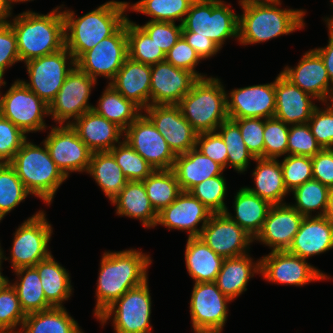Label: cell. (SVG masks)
Instances as JSON below:
<instances>
[{"label": "cell", "instance_id": "obj_1", "mask_svg": "<svg viewBox=\"0 0 333 333\" xmlns=\"http://www.w3.org/2000/svg\"><path fill=\"white\" fill-rule=\"evenodd\" d=\"M96 287V319L128 290L148 280L147 270L152 263L148 254L137 249L106 251L100 260Z\"/></svg>", "mask_w": 333, "mask_h": 333}, {"label": "cell", "instance_id": "obj_2", "mask_svg": "<svg viewBox=\"0 0 333 333\" xmlns=\"http://www.w3.org/2000/svg\"><path fill=\"white\" fill-rule=\"evenodd\" d=\"M281 0H247L239 2L238 41L241 45L263 43L304 28L306 11L282 9Z\"/></svg>", "mask_w": 333, "mask_h": 333}, {"label": "cell", "instance_id": "obj_3", "mask_svg": "<svg viewBox=\"0 0 333 333\" xmlns=\"http://www.w3.org/2000/svg\"><path fill=\"white\" fill-rule=\"evenodd\" d=\"M129 2L108 1L76 18L70 9L62 11L65 23V47L77 61L101 40L111 36L128 18Z\"/></svg>", "mask_w": 333, "mask_h": 333}, {"label": "cell", "instance_id": "obj_4", "mask_svg": "<svg viewBox=\"0 0 333 333\" xmlns=\"http://www.w3.org/2000/svg\"><path fill=\"white\" fill-rule=\"evenodd\" d=\"M63 6H57L45 15L27 10L9 22L16 35L21 62L46 56L65 47Z\"/></svg>", "mask_w": 333, "mask_h": 333}, {"label": "cell", "instance_id": "obj_5", "mask_svg": "<svg viewBox=\"0 0 333 333\" xmlns=\"http://www.w3.org/2000/svg\"><path fill=\"white\" fill-rule=\"evenodd\" d=\"M40 144L43 147L26 140L9 164L26 190L49 206L67 177L51 159L45 143Z\"/></svg>", "mask_w": 333, "mask_h": 333}, {"label": "cell", "instance_id": "obj_6", "mask_svg": "<svg viewBox=\"0 0 333 333\" xmlns=\"http://www.w3.org/2000/svg\"><path fill=\"white\" fill-rule=\"evenodd\" d=\"M224 88L217 77L200 78L177 104L183 117L198 134L215 132L228 119Z\"/></svg>", "mask_w": 333, "mask_h": 333}, {"label": "cell", "instance_id": "obj_7", "mask_svg": "<svg viewBox=\"0 0 333 333\" xmlns=\"http://www.w3.org/2000/svg\"><path fill=\"white\" fill-rule=\"evenodd\" d=\"M237 15L223 0H194L182 22V32L208 37L220 48L227 39L238 41Z\"/></svg>", "mask_w": 333, "mask_h": 333}, {"label": "cell", "instance_id": "obj_8", "mask_svg": "<svg viewBox=\"0 0 333 333\" xmlns=\"http://www.w3.org/2000/svg\"><path fill=\"white\" fill-rule=\"evenodd\" d=\"M148 280L128 290L97 319L104 327L112 317L114 333H151V295ZM111 317V318H110Z\"/></svg>", "mask_w": 333, "mask_h": 333}, {"label": "cell", "instance_id": "obj_9", "mask_svg": "<svg viewBox=\"0 0 333 333\" xmlns=\"http://www.w3.org/2000/svg\"><path fill=\"white\" fill-rule=\"evenodd\" d=\"M5 85L2 80L0 89ZM0 114L25 134L46 131L44 117L49 116V105L17 79L4 95L0 91Z\"/></svg>", "mask_w": 333, "mask_h": 333}, {"label": "cell", "instance_id": "obj_10", "mask_svg": "<svg viewBox=\"0 0 333 333\" xmlns=\"http://www.w3.org/2000/svg\"><path fill=\"white\" fill-rule=\"evenodd\" d=\"M52 232L53 228L42 210L24 220L14 233L9 259L11 269L32 267L48 258Z\"/></svg>", "mask_w": 333, "mask_h": 333}, {"label": "cell", "instance_id": "obj_11", "mask_svg": "<svg viewBox=\"0 0 333 333\" xmlns=\"http://www.w3.org/2000/svg\"><path fill=\"white\" fill-rule=\"evenodd\" d=\"M29 82L20 80L48 105L55 98L76 61L66 47L46 56L25 62Z\"/></svg>", "mask_w": 333, "mask_h": 333}, {"label": "cell", "instance_id": "obj_12", "mask_svg": "<svg viewBox=\"0 0 333 333\" xmlns=\"http://www.w3.org/2000/svg\"><path fill=\"white\" fill-rule=\"evenodd\" d=\"M97 81L77 66L67 75L59 92L49 104V116L58 125H70L87 111L93 109L89 104L91 89ZM73 119L72 121H70Z\"/></svg>", "mask_w": 333, "mask_h": 333}, {"label": "cell", "instance_id": "obj_13", "mask_svg": "<svg viewBox=\"0 0 333 333\" xmlns=\"http://www.w3.org/2000/svg\"><path fill=\"white\" fill-rule=\"evenodd\" d=\"M128 58L126 21L109 37L101 40L91 50L85 52L76 66L97 81V76L114 79Z\"/></svg>", "mask_w": 333, "mask_h": 333}, {"label": "cell", "instance_id": "obj_14", "mask_svg": "<svg viewBox=\"0 0 333 333\" xmlns=\"http://www.w3.org/2000/svg\"><path fill=\"white\" fill-rule=\"evenodd\" d=\"M260 275L274 284L304 286L311 282L332 279L306 259L285 251H271L260 257Z\"/></svg>", "mask_w": 333, "mask_h": 333}, {"label": "cell", "instance_id": "obj_15", "mask_svg": "<svg viewBox=\"0 0 333 333\" xmlns=\"http://www.w3.org/2000/svg\"><path fill=\"white\" fill-rule=\"evenodd\" d=\"M42 141L51 159L68 178L69 173L84 172L89 169L92 151L78 137L71 125H57Z\"/></svg>", "mask_w": 333, "mask_h": 333}, {"label": "cell", "instance_id": "obj_16", "mask_svg": "<svg viewBox=\"0 0 333 333\" xmlns=\"http://www.w3.org/2000/svg\"><path fill=\"white\" fill-rule=\"evenodd\" d=\"M154 170L172 169L176 155L153 123L142 113L125 130L123 138Z\"/></svg>", "mask_w": 333, "mask_h": 333}, {"label": "cell", "instance_id": "obj_17", "mask_svg": "<svg viewBox=\"0 0 333 333\" xmlns=\"http://www.w3.org/2000/svg\"><path fill=\"white\" fill-rule=\"evenodd\" d=\"M226 297L215 282L194 283L190 299V317L193 330L224 329L228 317Z\"/></svg>", "mask_w": 333, "mask_h": 333}, {"label": "cell", "instance_id": "obj_18", "mask_svg": "<svg viewBox=\"0 0 333 333\" xmlns=\"http://www.w3.org/2000/svg\"><path fill=\"white\" fill-rule=\"evenodd\" d=\"M144 115L165 138L175 155L196 147L198 133L183 117L178 105H150L144 109Z\"/></svg>", "mask_w": 333, "mask_h": 333}, {"label": "cell", "instance_id": "obj_19", "mask_svg": "<svg viewBox=\"0 0 333 333\" xmlns=\"http://www.w3.org/2000/svg\"><path fill=\"white\" fill-rule=\"evenodd\" d=\"M224 259L245 255L254 239L225 213L212 214L199 236Z\"/></svg>", "mask_w": 333, "mask_h": 333}, {"label": "cell", "instance_id": "obj_20", "mask_svg": "<svg viewBox=\"0 0 333 333\" xmlns=\"http://www.w3.org/2000/svg\"><path fill=\"white\" fill-rule=\"evenodd\" d=\"M229 119L272 118L275 115V81L235 88L226 93Z\"/></svg>", "mask_w": 333, "mask_h": 333}, {"label": "cell", "instance_id": "obj_21", "mask_svg": "<svg viewBox=\"0 0 333 333\" xmlns=\"http://www.w3.org/2000/svg\"><path fill=\"white\" fill-rule=\"evenodd\" d=\"M213 213L190 192L182 191L178 197L158 213L157 225L188 232V237H199ZM202 224L199 228V224Z\"/></svg>", "mask_w": 333, "mask_h": 333}, {"label": "cell", "instance_id": "obj_22", "mask_svg": "<svg viewBox=\"0 0 333 333\" xmlns=\"http://www.w3.org/2000/svg\"><path fill=\"white\" fill-rule=\"evenodd\" d=\"M198 78L163 61L151 65L150 105H177Z\"/></svg>", "mask_w": 333, "mask_h": 333}, {"label": "cell", "instance_id": "obj_23", "mask_svg": "<svg viewBox=\"0 0 333 333\" xmlns=\"http://www.w3.org/2000/svg\"><path fill=\"white\" fill-rule=\"evenodd\" d=\"M280 73L319 102H327L333 91V84L330 82L322 58L313 49L304 53L297 66L294 68L285 66Z\"/></svg>", "mask_w": 333, "mask_h": 333}, {"label": "cell", "instance_id": "obj_24", "mask_svg": "<svg viewBox=\"0 0 333 333\" xmlns=\"http://www.w3.org/2000/svg\"><path fill=\"white\" fill-rule=\"evenodd\" d=\"M303 218L290 203L272 205L263 228L254 241L269 246L271 251L288 250Z\"/></svg>", "mask_w": 333, "mask_h": 333}, {"label": "cell", "instance_id": "obj_25", "mask_svg": "<svg viewBox=\"0 0 333 333\" xmlns=\"http://www.w3.org/2000/svg\"><path fill=\"white\" fill-rule=\"evenodd\" d=\"M312 95L302 91L293 85L281 73L275 79V102L274 117L282 120L285 124H306L317 107Z\"/></svg>", "mask_w": 333, "mask_h": 333}, {"label": "cell", "instance_id": "obj_26", "mask_svg": "<svg viewBox=\"0 0 333 333\" xmlns=\"http://www.w3.org/2000/svg\"><path fill=\"white\" fill-rule=\"evenodd\" d=\"M70 125L92 152L110 151L124 137L121 127L94 110L87 111Z\"/></svg>", "mask_w": 333, "mask_h": 333}, {"label": "cell", "instance_id": "obj_27", "mask_svg": "<svg viewBox=\"0 0 333 333\" xmlns=\"http://www.w3.org/2000/svg\"><path fill=\"white\" fill-rule=\"evenodd\" d=\"M333 249V224L324 216L304 217L289 253L307 259Z\"/></svg>", "mask_w": 333, "mask_h": 333}, {"label": "cell", "instance_id": "obj_28", "mask_svg": "<svg viewBox=\"0 0 333 333\" xmlns=\"http://www.w3.org/2000/svg\"><path fill=\"white\" fill-rule=\"evenodd\" d=\"M109 84L141 110L150 106L151 65L128 57Z\"/></svg>", "mask_w": 333, "mask_h": 333}, {"label": "cell", "instance_id": "obj_29", "mask_svg": "<svg viewBox=\"0 0 333 333\" xmlns=\"http://www.w3.org/2000/svg\"><path fill=\"white\" fill-rule=\"evenodd\" d=\"M182 191L189 192L206 179L222 175L225 169L196 148L176 155L172 167Z\"/></svg>", "mask_w": 333, "mask_h": 333}, {"label": "cell", "instance_id": "obj_30", "mask_svg": "<svg viewBox=\"0 0 333 333\" xmlns=\"http://www.w3.org/2000/svg\"><path fill=\"white\" fill-rule=\"evenodd\" d=\"M254 274H260V259L255 263L249 253L224 259L215 279L220 291L231 301L247 290V283Z\"/></svg>", "mask_w": 333, "mask_h": 333}, {"label": "cell", "instance_id": "obj_31", "mask_svg": "<svg viewBox=\"0 0 333 333\" xmlns=\"http://www.w3.org/2000/svg\"><path fill=\"white\" fill-rule=\"evenodd\" d=\"M116 205V214L141 221L145 228L156 226L158 213L151 205L142 181H128L111 201Z\"/></svg>", "mask_w": 333, "mask_h": 333}, {"label": "cell", "instance_id": "obj_32", "mask_svg": "<svg viewBox=\"0 0 333 333\" xmlns=\"http://www.w3.org/2000/svg\"><path fill=\"white\" fill-rule=\"evenodd\" d=\"M233 205L235 215L232 216L228 209L225 214L255 239L263 228L272 204L241 187L234 196Z\"/></svg>", "mask_w": 333, "mask_h": 333}, {"label": "cell", "instance_id": "obj_33", "mask_svg": "<svg viewBox=\"0 0 333 333\" xmlns=\"http://www.w3.org/2000/svg\"><path fill=\"white\" fill-rule=\"evenodd\" d=\"M256 167L252 173L255 187L245 188L272 205L285 204L288 195L285 187L281 164L277 159L255 158Z\"/></svg>", "mask_w": 333, "mask_h": 333}, {"label": "cell", "instance_id": "obj_34", "mask_svg": "<svg viewBox=\"0 0 333 333\" xmlns=\"http://www.w3.org/2000/svg\"><path fill=\"white\" fill-rule=\"evenodd\" d=\"M184 255L186 269L194 283L215 281L224 258L216 254L200 237H188Z\"/></svg>", "mask_w": 333, "mask_h": 333}, {"label": "cell", "instance_id": "obj_35", "mask_svg": "<svg viewBox=\"0 0 333 333\" xmlns=\"http://www.w3.org/2000/svg\"><path fill=\"white\" fill-rule=\"evenodd\" d=\"M39 274L46 301L52 307H64L72 295L70 274L52 254L34 266Z\"/></svg>", "mask_w": 333, "mask_h": 333}, {"label": "cell", "instance_id": "obj_36", "mask_svg": "<svg viewBox=\"0 0 333 333\" xmlns=\"http://www.w3.org/2000/svg\"><path fill=\"white\" fill-rule=\"evenodd\" d=\"M20 328L19 333H84L65 307L27 314Z\"/></svg>", "mask_w": 333, "mask_h": 333}, {"label": "cell", "instance_id": "obj_37", "mask_svg": "<svg viewBox=\"0 0 333 333\" xmlns=\"http://www.w3.org/2000/svg\"><path fill=\"white\" fill-rule=\"evenodd\" d=\"M87 173L92 176L110 201L119 194L128 182L121 167L109 151L92 152Z\"/></svg>", "mask_w": 333, "mask_h": 333}, {"label": "cell", "instance_id": "obj_38", "mask_svg": "<svg viewBox=\"0 0 333 333\" xmlns=\"http://www.w3.org/2000/svg\"><path fill=\"white\" fill-rule=\"evenodd\" d=\"M17 275L16 282L12 284L20 301V305L25 314L47 310L52 306L46 301L42 288V283L37 269L24 267L13 271Z\"/></svg>", "mask_w": 333, "mask_h": 333}, {"label": "cell", "instance_id": "obj_39", "mask_svg": "<svg viewBox=\"0 0 333 333\" xmlns=\"http://www.w3.org/2000/svg\"><path fill=\"white\" fill-rule=\"evenodd\" d=\"M92 110L116 123L123 130L143 113L137 105L123 97L109 83Z\"/></svg>", "mask_w": 333, "mask_h": 333}, {"label": "cell", "instance_id": "obj_40", "mask_svg": "<svg viewBox=\"0 0 333 333\" xmlns=\"http://www.w3.org/2000/svg\"><path fill=\"white\" fill-rule=\"evenodd\" d=\"M142 182L157 213L168 207L182 192L172 169L154 170Z\"/></svg>", "mask_w": 333, "mask_h": 333}, {"label": "cell", "instance_id": "obj_41", "mask_svg": "<svg viewBox=\"0 0 333 333\" xmlns=\"http://www.w3.org/2000/svg\"><path fill=\"white\" fill-rule=\"evenodd\" d=\"M128 39V57L136 62L154 65L165 61L166 54L157 46L153 39L139 26L126 19Z\"/></svg>", "mask_w": 333, "mask_h": 333}, {"label": "cell", "instance_id": "obj_42", "mask_svg": "<svg viewBox=\"0 0 333 333\" xmlns=\"http://www.w3.org/2000/svg\"><path fill=\"white\" fill-rule=\"evenodd\" d=\"M330 191L331 188L312 178L292 191L295 203L290 205L304 217H311L317 209L315 216H323Z\"/></svg>", "mask_w": 333, "mask_h": 333}, {"label": "cell", "instance_id": "obj_43", "mask_svg": "<svg viewBox=\"0 0 333 333\" xmlns=\"http://www.w3.org/2000/svg\"><path fill=\"white\" fill-rule=\"evenodd\" d=\"M194 0H140L128 5L129 11L151 17L149 21H162L182 24Z\"/></svg>", "mask_w": 333, "mask_h": 333}, {"label": "cell", "instance_id": "obj_44", "mask_svg": "<svg viewBox=\"0 0 333 333\" xmlns=\"http://www.w3.org/2000/svg\"><path fill=\"white\" fill-rule=\"evenodd\" d=\"M216 132L227 145V167L234 168L238 173L247 171L250 161H254L255 158L248 151L239 126L228 118L219 125Z\"/></svg>", "mask_w": 333, "mask_h": 333}, {"label": "cell", "instance_id": "obj_45", "mask_svg": "<svg viewBox=\"0 0 333 333\" xmlns=\"http://www.w3.org/2000/svg\"><path fill=\"white\" fill-rule=\"evenodd\" d=\"M30 195L9 163H0V222Z\"/></svg>", "mask_w": 333, "mask_h": 333}, {"label": "cell", "instance_id": "obj_46", "mask_svg": "<svg viewBox=\"0 0 333 333\" xmlns=\"http://www.w3.org/2000/svg\"><path fill=\"white\" fill-rule=\"evenodd\" d=\"M128 181H143L154 168L124 139L109 151Z\"/></svg>", "mask_w": 333, "mask_h": 333}, {"label": "cell", "instance_id": "obj_47", "mask_svg": "<svg viewBox=\"0 0 333 333\" xmlns=\"http://www.w3.org/2000/svg\"><path fill=\"white\" fill-rule=\"evenodd\" d=\"M25 318L17 293L6 280L0 287V333H19L17 327Z\"/></svg>", "mask_w": 333, "mask_h": 333}, {"label": "cell", "instance_id": "obj_48", "mask_svg": "<svg viewBox=\"0 0 333 333\" xmlns=\"http://www.w3.org/2000/svg\"><path fill=\"white\" fill-rule=\"evenodd\" d=\"M226 184L224 175H217L194 186L189 192L213 214L225 213L228 209L224 202L227 193Z\"/></svg>", "mask_w": 333, "mask_h": 333}, {"label": "cell", "instance_id": "obj_49", "mask_svg": "<svg viewBox=\"0 0 333 333\" xmlns=\"http://www.w3.org/2000/svg\"><path fill=\"white\" fill-rule=\"evenodd\" d=\"M290 125L275 117L264 119V158L286 156Z\"/></svg>", "mask_w": 333, "mask_h": 333}, {"label": "cell", "instance_id": "obj_50", "mask_svg": "<svg viewBox=\"0 0 333 333\" xmlns=\"http://www.w3.org/2000/svg\"><path fill=\"white\" fill-rule=\"evenodd\" d=\"M280 164L284 184L289 194L295 188L313 178L312 161L309 156L287 155Z\"/></svg>", "mask_w": 333, "mask_h": 333}, {"label": "cell", "instance_id": "obj_51", "mask_svg": "<svg viewBox=\"0 0 333 333\" xmlns=\"http://www.w3.org/2000/svg\"><path fill=\"white\" fill-rule=\"evenodd\" d=\"M321 150L322 148L312 134L308 123L290 125L287 155L313 157Z\"/></svg>", "mask_w": 333, "mask_h": 333}, {"label": "cell", "instance_id": "obj_52", "mask_svg": "<svg viewBox=\"0 0 333 333\" xmlns=\"http://www.w3.org/2000/svg\"><path fill=\"white\" fill-rule=\"evenodd\" d=\"M27 135L0 114V163H10Z\"/></svg>", "mask_w": 333, "mask_h": 333}, {"label": "cell", "instance_id": "obj_53", "mask_svg": "<svg viewBox=\"0 0 333 333\" xmlns=\"http://www.w3.org/2000/svg\"><path fill=\"white\" fill-rule=\"evenodd\" d=\"M232 120L239 126L243 141L253 157L264 158V119L253 117Z\"/></svg>", "mask_w": 333, "mask_h": 333}, {"label": "cell", "instance_id": "obj_54", "mask_svg": "<svg viewBox=\"0 0 333 333\" xmlns=\"http://www.w3.org/2000/svg\"><path fill=\"white\" fill-rule=\"evenodd\" d=\"M324 109H314L308 125L322 149H333V110L327 103Z\"/></svg>", "mask_w": 333, "mask_h": 333}, {"label": "cell", "instance_id": "obj_55", "mask_svg": "<svg viewBox=\"0 0 333 333\" xmlns=\"http://www.w3.org/2000/svg\"><path fill=\"white\" fill-rule=\"evenodd\" d=\"M166 54L182 35V24L172 22L148 21L139 25Z\"/></svg>", "mask_w": 333, "mask_h": 333}, {"label": "cell", "instance_id": "obj_56", "mask_svg": "<svg viewBox=\"0 0 333 333\" xmlns=\"http://www.w3.org/2000/svg\"><path fill=\"white\" fill-rule=\"evenodd\" d=\"M165 61L177 68L192 72L198 79L207 77V74L204 75L195 70L201 59L182 35L166 53Z\"/></svg>", "mask_w": 333, "mask_h": 333}, {"label": "cell", "instance_id": "obj_57", "mask_svg": "<svg viewBox=\"0 0 333 333\" xmlns=\"http://www.w3.org/2000/svg\"><path fill=\"white\" fill-rule=\"evenodd\" d=\"M195 148L224 169L227 168V145L216 131L197 134Z\"/></svg>", "mask_w": 333, "mask_h": 333}, {"label": "cell", "instance_id": "obj_58", "mask_svg": "<svg viewBox=\"0 0 333 333\" xmlns=\"http://www.w3.org/2000/svg\"><path fill=\"white\" fill-rule=\"evenodd\" d=\"M20 62L17 39L10 23L0 25V79L7 68Z\"/></svg>", "mask_w": 333, "mask_h": 333}, {"label": "cell", "instance_id": "obj_59", "mask_svg": "<svg viewBox=\"0 0 333 333\" xmlns=\"http://www.w3.org/2000/svg\"><path fill=\"white\" fill-rule=\"evenodd\" d=\"M313 179L333 188V149H322L311 157Z\"/></svg>", "mask_w": 333, "mask_h": 333}, {"label": "cell", "instance_id": "obj_60", "mask_svg": "<svg viewBox=\"0 0 333 333\" xmlns=\"http://www.w3.org/2000/svg\"><path fill=\"white\" fill-rule=\"evenodd\" d=\"M187 43L196 51L201 60H206L221 50V48L208 37L195 36L194 32H182Z\"/></svg>", "mask_w": 333, "mask_h": 333}, {"label": "cell", "instance_id": "obj_61", "mask_svg": "<svg viewBox=\"0 0 333 333\" xmlns=\"http://www.w3.org/2000/svg\"><path fill=\"white\" fill-rule=\"evenodd\" d=\"M328 27L329 41L327 46L314 48L313 50L322 58L324 66L328 72L330 82L333 84V24L326 25Z\"/></svg>", "mask_w": 333, "mask_h": 333}, {"label": "cell", "instance_id": "obj_62", "mask_svg": "<svg viewBox=\"0 0 333 333\" xmlns=\"http://www.w3.org/2000/svg\"><path fill=\"white\" fill-rule=\"evenodd\" d=\"M12 10L8 0H0V25L8 24L11 21L8 18L13 16Z\"/></svg>", "mask_w": 333, "mask_h": 333}, {"label": "cell", "instance_id": "obj_63", "mask_svg": "<svg viewBox=\"0 0 333 333\" xmlns=\"http://www.w3.org/2000/svg\"><path fill=\"white\" fill-rule=\"evenodd\" d=\"M323 216L333 224V188L329 193L326 211Z\"/></svg>", "mask_w": 333, "mask_h": 333}, {"label": "cell", "instance_id": "obj_64", "mask_svg": "<svg viewBox=\"0 0 333 333\" xmlns=\"http://www.w3.org/2000/svg\"><path fill=\"white\" fill-rule=\"evenodd\" d=\"M2 260H8V258L6 256H4V251L2 250L1 246H0V287L1 285L7 280V277L3 276L2 274Z\"/></svg>", "mask_w": 333, "mask_h": 333}, {"label": "cell", "instance_id": "obj_65", "mask_svg": "<svg viewBox=\"0 0 333 333\" xmlns=\"http://www.w3.org/2000/svg\"><path fill=\"white\" fill-rule=\"evenodd\" d=\"M195 333H222V329L194 330Z\"/></svg>", "mask_w": 333, "mask_h": 333}, {"label": "cell", "instance_id": "obj_66", "mask_svg": "<svg viewBox=\"0 0 333 333\" xmlns=\"http://www.w3.org/2000/svg\"><path fill=\"white\" fill-rule=\"evenodd\" d=\"M325 103H327L330 106V108L333 110V91L330 93V95H329V97L327 99V102H325Z\"/></svg>", "mask_w": 333, "mask_h": 333}, {"label": "cell", "instance_id": "obj_67", "mask_svg": "<svg viewBox=\"0 0 333 333\" xmlns=\"http://www.w3.org/2000/svg\"><path fill=\"white\" fill-rule=\"evenodd\" d=\"M27 1H33V0H8V2H9V5H10V8L12 9L13 8V3H23V2H27Z\"/></svg>", "mask_w": 333, "mask_h": 333}, {"label": "cell", "instance_id": "obj_68", "mask_svg": "<svg viewBox=\"0 0 333 333\" xmlns=\"http://www.w3.org/2000/svg\"><path fill=\"white\" fill-rule=\"evenodd\" d=\"M331 4L333 6V0H331ZM324 21L326 22V25L333 24V15H331L330 17L324 18Z\"/></svg>", "mask_w": 333, "mask_h": 333}]
</instances>
